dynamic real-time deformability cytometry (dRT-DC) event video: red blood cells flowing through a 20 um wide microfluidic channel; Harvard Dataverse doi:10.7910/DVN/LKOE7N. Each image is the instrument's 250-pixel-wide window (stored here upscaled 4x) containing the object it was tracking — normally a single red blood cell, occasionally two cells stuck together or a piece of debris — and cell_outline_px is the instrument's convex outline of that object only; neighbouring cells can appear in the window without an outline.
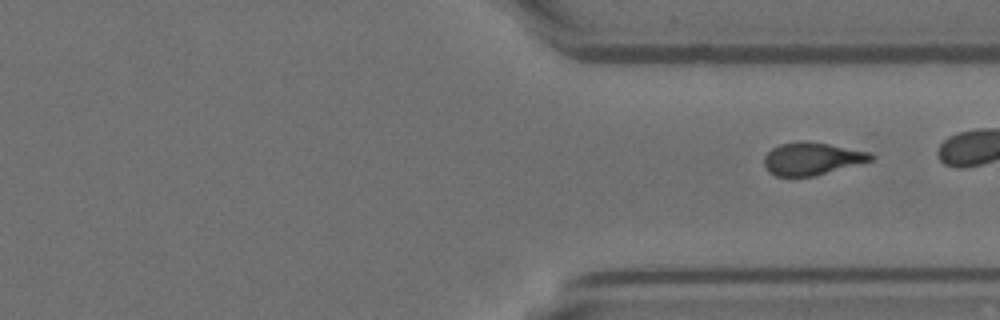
{"species": "Egyptian fruit bat (a non-hibernating species)", "species_latin": "Rousettus aegyptiacus", "temperature_condition": "room temperature", "stored_images_in_passage": 39, "camera_frame_rate_fps": 3000, "um_per_image_px": 0.085, "animal": {"sex": "female"}, "frame": {"image": 1, "passage_image": 39, "time_ms": 12.667, "image_size_px": [1000, 320], "cell_outline_px": [[876, 156], [872, 160], [812, 176], [776, 176], [768, 172], [764, 164], [764, 156], [772, 148], [780, 144], [800, 140], [804, 140], [828, 144], [868, 152]], "centroid_in_image_um": [68.96, 13.48], "position_along_channel_um": 342.4, "area_um2": 20.0}}